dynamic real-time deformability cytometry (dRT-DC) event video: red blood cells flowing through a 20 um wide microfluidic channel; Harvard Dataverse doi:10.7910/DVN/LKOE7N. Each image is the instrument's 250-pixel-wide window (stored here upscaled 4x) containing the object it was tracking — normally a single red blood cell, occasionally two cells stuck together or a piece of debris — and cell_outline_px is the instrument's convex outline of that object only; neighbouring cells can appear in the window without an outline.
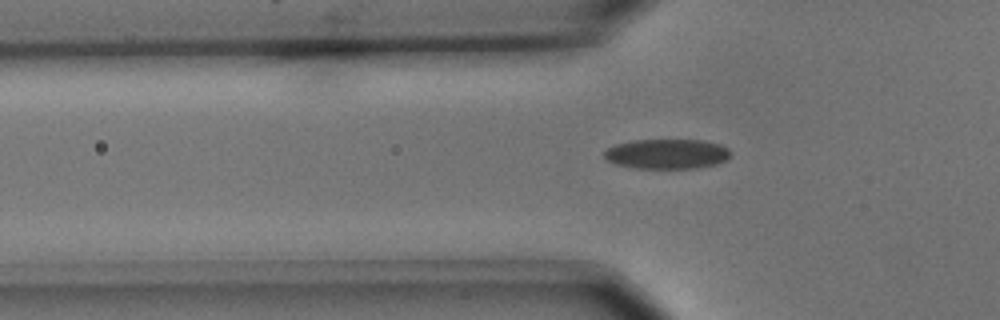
{"species": "common noctule bat (a hibernating species)", "species_latin": "Nyctalus noctula", "temperature_condition": "cold", "stored_images_in_passage": 39, "camera_frame_rate_fps": 3000, "um_per_image_px": 0.085, "animal": {"sex": "male", "body_mass_g": 15.6}, "frame": {"image": 1, "passage_image": 8, "time_ms": 2.333, "image_size_px": [1000, 320], "cell_outline_px": [[732, 152], [724, 160], [716, 164], [696, 168], [636, 168], [616, 164], [608, 160], [604, 156], [604, 152], [608, 148], [616, 144], [636, 140], [700, 140], [720, 144], [728, 148]], "centroid_in_image_um": [56.7, 13.08], "position_along_channel_um": 69.1, "area_um2": 21.79}}
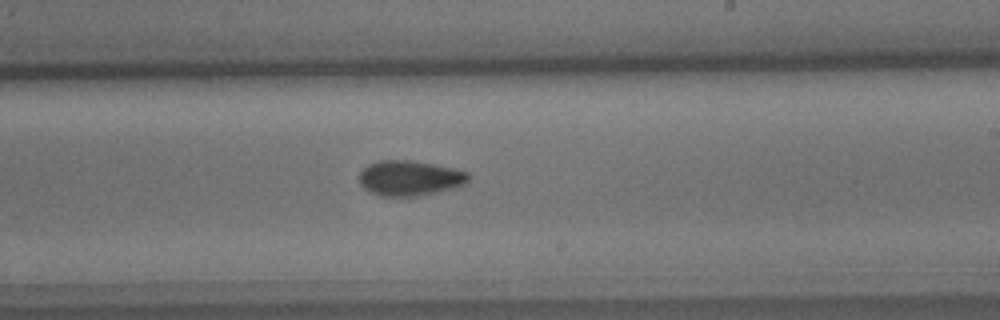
{"frame": {"image": 2, "passage_image": 23, "time_ms": 7.333, "image_size_px": [1000, 320], "cell_outline_px": [[468, 180], [464, 184], [456, 188], [420, 196], [380, 196], [364, 188], [360, 184], [360, 172], [368, 164], [380, 160], [412, 160], [452, 168], [468, 172]], "centroid_in_image_um": [34.83, 15.14], "position_along_channel_um": 254.2, "area_um2": 22.37}}
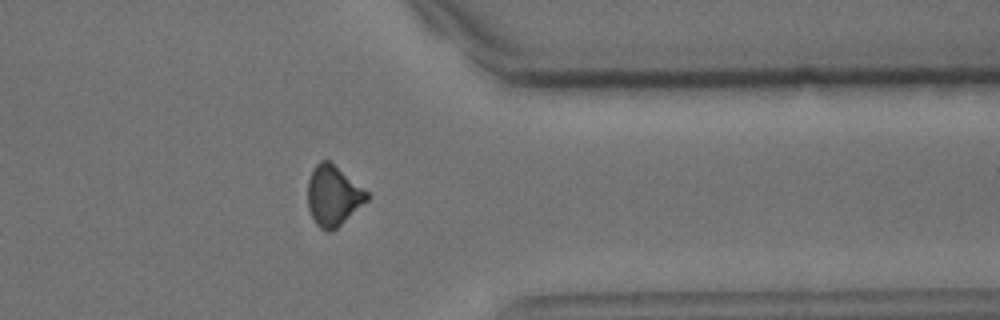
{"frame": {"image": 3, "passage_image": 34, "time_ms": 11.0, "image_size_px": [1000, 320], "cell_outline_px": [[368, 200], [336, 228], [328, 232], [320, 228], [316, 224], [308, 208], [308, 180], [312, 168], [320, 160], [328, 160], [368, 192]], "centroid_in_image_um": [28.29, 16.63], "position_along_channel_um": 383.1, "area_um2": 20.46}}